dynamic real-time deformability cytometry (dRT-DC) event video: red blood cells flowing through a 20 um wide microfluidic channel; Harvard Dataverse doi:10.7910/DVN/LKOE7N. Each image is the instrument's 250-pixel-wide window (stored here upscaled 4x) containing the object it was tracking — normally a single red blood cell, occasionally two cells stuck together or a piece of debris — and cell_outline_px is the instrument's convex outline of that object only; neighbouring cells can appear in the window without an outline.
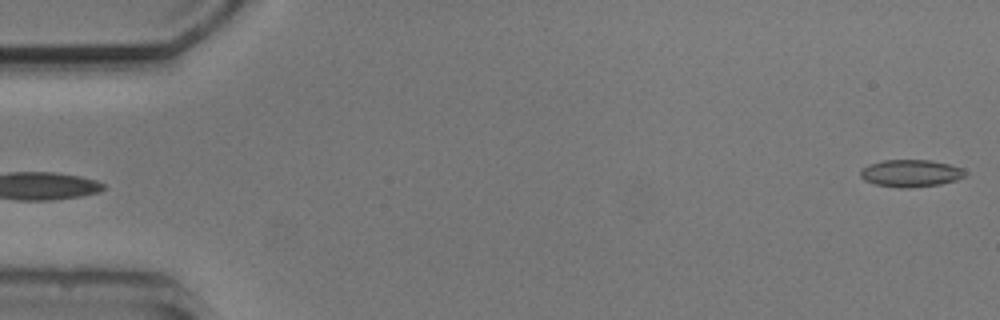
{"species": "common noctule bat (a hibernating species)", "species_latin": "Nyctalus noctula", "temperature_condition": "cold", "stored_images_in_passage": 5, "segment_of_instrument_passage": [2, 2], "camera_frame_rate_fps": 3000, "um_per_image_px": 0.085, "animal": {"sex": "male", "body_mass_g": 20.5, "forearm_length_mm": 52.5}, "frame": {"image": 1, "passage_image": 5, "time_ms": 5.667, "image_size_px": [1000, 320], "cell_outline_px": [[964, 176], [956, 180], [940, 184], [908, 188], [900, 188], [876, 184], [864, 180], [860, 176], [860, 168], [868, 164], [884, 160], [928, 160], [948, 164], [964, 168]], "centroid_in_image_um": [77.37, 14.72], "position_along_channel_um": 7.6, "area_um2": 16.59}}